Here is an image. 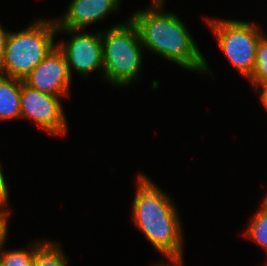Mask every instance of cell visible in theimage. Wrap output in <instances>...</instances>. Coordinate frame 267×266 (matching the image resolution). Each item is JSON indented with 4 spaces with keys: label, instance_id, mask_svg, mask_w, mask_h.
Listing matches in <instances>:
<instances>
[{
    "label": "cell",
    "instance_id": "6da1fadb",
    "mask_svg": "<svg viewBox=\"0 0 267 266\" xmlns=\"http://www.w3.org/2000/svg\"><path fill=\"white\" fill-rule=\"evenodd\" d=\"M151 8L136 10L129 17L136 25L144 49L188 71L211 73L209 65L177 14L165 12L164 0L151 1Z\"/></svg>",
    "mask_w": 267,
    "mask_h": 266
},
{
    "label": "cell",
    "instance_id": "5bb4252c",
    "mask_svg": "<svg viewBox=\"0 0 267 266\" xmlns=\"http://www.w3.org/2000/svg\"><path fill=\"white\" fill-rule=\"evenodd\" d=\"M5 242L0 249V266H33L35 255V242L29 249H4ZM5 250V251H4Z\"/></svg>",
    "mask_w": 267,
    "mask_h": 266
},
{
    "label": "cell",
    "instance_id": "8992f818",
    "mask_svg": "<svg viewBox=\"0 0 267 266\" xmlns=\"http://www.w3.org/2000/svg\"><path fill=\"white\" fill-rule=\"evenodd\" d=\"M61 98L41 92L21 80V118L32 119L51 136L65 135L68 120L61 106Z\"/></svg>",
    "mask_w": 267,
    "mask_h": 266
},
{
    "label": "cell",
    "instance_id": "d6986e66",
    "mask_svg": "<svg viewBox=\"0 0 267 266\" xmlns=\"http://www.w3.org/2000/svg\"><path fill=\"white\" fill-rule=\"evenodd\" d=\"M260 89V94H259V98H260V103H262V106L265 108V110L267 111V84L258 88L257 90Z\"/></svg>",
    "mask_w": 267,
    "mask_h": 266
},
{
    "label": "cell",
    "instance_id": "e0dca14e",
    "mask_svg": "<svg viewBox=\"0 0 267 266\" xmlns=\"http://www.w3.org/2000/svg\"><path fill=\"white\" fill-rule=\"evenodd\" d=\"M9 32V30H5L0 24V66L3 60L4 49Z\"/></svg>",
    "mask_w": 267,
    "mask_h": 266
},
{
    "label": "cell",
    "instance_id": "9a60e30c",
    "mask_svg": "<svg viewBox=\"0 0 267 266\" xmlns=\"http://www.w3.org/2000/svg\"><path fill=\"white\" fill-rule=\"evenodd\" d=\"M8 202H9L8 186L6 183L5 176L3 175L2 165L0 163V210L10 213L8 208L6 207L8 205Z\"/></svg>",
    "mask_w": 267,
    "mask_h": 266
},
{
    "label": "cell",
    "instance_id": "8fae6325",
    "mask_svg": "<svg viewBox=\"0 0 267 266\" xmlns=\"http://www.w3.org/2000/svg\"><path fill=\"white\" fill-rule=\"evenodd\" d=\"M47 241H35L33 266H67L68 259L60 247V242Z\"/></svg>",
    "mask_w": 267,
    "mask_h": 266
},
{
    "label": "cell",
    "instance_id": "7a4b0ae2",
    "mask_svg": "<svg viewBox=\"0 0 267 266\" xmlns=\"http://www.w3.org/2000/svg\"><path fill=\"white\" fill-rule=\"evenodd\" d=\"M142 173L139 172L136 181L132 220L164 257H183V230L177 205Z\"/></svg>",
    "mask_w": 267,
    "mask_h": 266
},
{
    "label": "cell",
    "instance_id": "3957f363",
    "mask_svg": "<svg viewBox=\"0 0 267 266\" xmlns=\"http://www.w3.org/2000/svg\"><path fill=\"white\" fill-rule=\"evenodd\" d=\"M56 19H38L23 30L9 32L0 74L24 80L56 47Z\"/></svg>",
    "mask_w": 267,
    "mask_h": 266
},
{
    "label": "cell",
    "instance_id": "9c48e42d",
    "mask_svg": "<svg viewBox=\"0 0 267 266\" xmlns=\"http://www.w3.org/2000/svg\"><path fill=\"white\" fill-rule=\"evenodd\" d=\"M122 0H72L64 17L56 18L57 28L84 30L93 23L117 12Z\"/></svg>",
    "mask_w": 267,
    "mask_h": 266
},
{
    "label": "cell",
    "instance_id": "4fadbf2b",
    "mask_svg": "<svg viewBox=\"0 0 267 266\" xmlns=\"http://www.w3.org/2000/svg\"><path fill=\"white\" fill-rule=\"evenodd\" d=\"M248 81L255 91L267 84V35L263 34L257 46L256 62L253 73Z\"/></svg>",
    "mask_w": 267,
    "mask_h": 266
},
{
    "label": "cell",
    "instance_id": "277c9868",
    "mask_svg": "<svg viewBox=\"0 0 267 266\" xmlns=\"http://www.w3.org/2000/svg\"><path fill=\"white\" fill-rule=\"evenodd\" d=\"M101 32L104 75L102 78L118 87L140 79L144 47L136 25L130 18Z\"/></svg>",
    "mask_w": 267,
    "mask_h": 266
},
{
    "label": "cell",
    "instance_id": "30bf717a",
    "mask_svg": "<svg viewBox=\"0 0 267 266\" xmlns=\"http://www.w3.org/2000/svg\"><path fill=\"white\" fill-rule=\"evenodd\" d=\"M21 80L0 74V122L21 119Z\"/></svg>",
    "mask_w": 267,
    "mask_h": 266
},
{
    "label": "cell",
    "instance_id": "ac0fdd59",
    "mask_svg": "<svg viewBox=\"0 0 267 266\" xmlns=\"http://www.w3.org/2000/svg\"><path fill=\"white\" fill-rule=\"evenodd\" d=\"M170 261V263L166 264L162 260L160 263L154 264L153 266H184L183 265V257H174V258H166Z\"/></svg>",
    "mask_w": 267,
    "mask_h": 266
},
{
    "label": "cell",
    "instance_id": "ba28073f",
    "mask_svg": "<svg viewBox=\"0 0 267 266\" xmlns=\"http://www.w3.org/2000/svg\"><path fill=\"white\" fill-rule=\"evenodd\" d=\"M27 85L54 96H68L72 76L63 52L56 46L23 80Z\"/></svg>",
    "mask_w": 267,
    "mask_h": 266
},
{
    "label": "cell",
    "instance_id": "52a82bcc",
    "mask_svg": "<svg viewBox=\"0 0 267 266\" xmlns=\"http://www.w3.org/2000/svg\"><path fill=\"white\" fill-rule=\"evenodd\" d=\"M82 30L57 28V33L63 32L69 35L65 43L60 41L56 46L63 52L69 72L72 76V69L84 78L95 71H104L103 65V44L101 32L84 33Z\"/></svg>",
    "mask_w": 267,
    "mask_h": 266
},
{
    "label": "cell",
    "instance_id": "2e32d148",
    "mask_svg": "<svg viewBox=\"0 0 267 266\" xmlns=\"http://www.w3.org/2000/svg\"><path fill=\"white\" fill-rule=\"evenodd\" d=\"M11 213L5 212L0 210V249L1 246L3 245L4 242H6L7 240V236L8 234V228H9V224H8V219L10 218Z\"/></svg>",
    "mask_w": 267,
    "mask_h": 266
},
{
    "label": "cell",
    "instance_id": "7c38bea8",
    "mask_svg": "<svg viewBox=\"0 0 267 266\" xmlns=\"http://www.w3.org/2000/svg\"><path fill=\"white\" fill-rule=\"evenodd\" d=\"M244 235L267 251V201L262 200Z\"/></svg>",
    "mask_w": 267,
    "mask_h": 266
},
{
    "label": "cell",
    "instance_id": "5b68a950",
    "mask_svg": "<svg viewBox=\"0 0 267 266\" xmlns=\"http://www.w3.org/2000/svg\"><path fill=\"white\" fill-rule=\"evenodd\" d=\"M227 60L249 79L253 73L258 41L264 34L253 22L204 17Z\"/></svg>",
    "mask_w": 267,
    "mask_h": 266
}]
</instances>
